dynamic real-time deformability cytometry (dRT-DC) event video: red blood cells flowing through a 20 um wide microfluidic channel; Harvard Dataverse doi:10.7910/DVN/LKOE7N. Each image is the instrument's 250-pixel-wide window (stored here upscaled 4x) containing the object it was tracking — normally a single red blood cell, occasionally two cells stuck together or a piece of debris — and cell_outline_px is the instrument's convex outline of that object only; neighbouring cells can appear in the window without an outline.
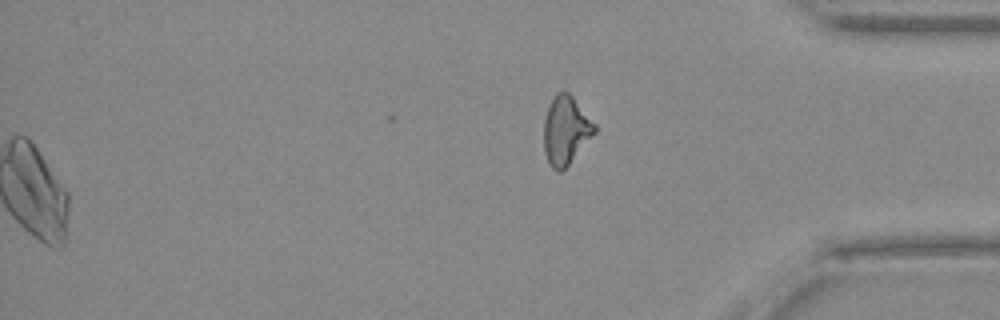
{"species": "Egyptian fruit bat (a non-hibernating species)", "species_latin": "Rousettus aegyptiacus", "temperature_condition": "warm", "stored_images_in_passage": 46, "segment_of_instrument_passage": [2, 2], "camera_frame_rate_fps": 3000, "um_per_image_px": 0.085, "animal": {"sex": "female"}, "frame": {"image": 1, "passage_image": 46, "time_ms": 15.0, "image_size_px": [1000, 320], "cell_outline_px": [[596, 132], [568, 164], [560, 172], [556, 172], [552, 168], [544, 152], [544, 120], [548, 108], [556, 92], [568, 92], [572, 96], [596, 124]], "centroid_in_image_um": [48.09, 11.08], "position_along_channel_um": 387.1, "area_um2": 19.94}}